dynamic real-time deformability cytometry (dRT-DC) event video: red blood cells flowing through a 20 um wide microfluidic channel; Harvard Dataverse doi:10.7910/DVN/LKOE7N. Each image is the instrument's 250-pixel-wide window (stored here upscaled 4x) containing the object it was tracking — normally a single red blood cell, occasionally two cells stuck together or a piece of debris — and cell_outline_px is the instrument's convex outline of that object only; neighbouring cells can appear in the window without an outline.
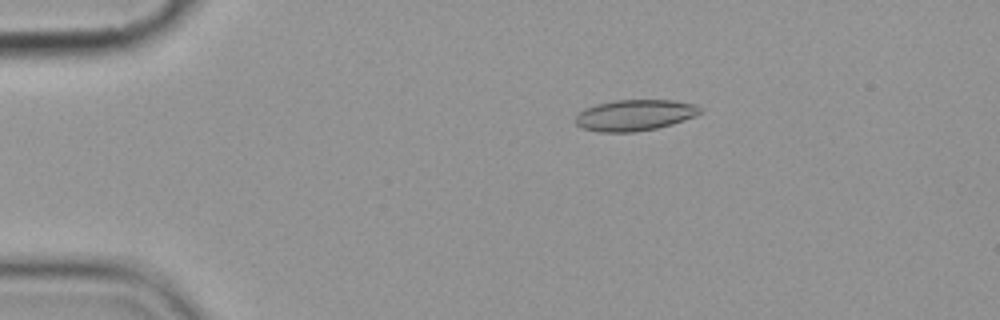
{"species": "common noctule bat (a hibernating species)", "species_latin": "Nyctalus noctula", "temperature_condition": "cold", "stored_images_in_passage": 6, "camera_frame_rate_fps": 3000, "um_per_image_px": 0.085, "animal": {"sex": "female", "body_mass_g": 19.9}, "frame": {"image": 1, "passage_image": 4, "time_ms": 3.333, "image_size_px": [1000, 320], "cell_outline_px": [[704, 108], [696, 116], [672, 124], [656, 128], [636, 132], [600, 132], [584, 128], [576, 124], [576, 116], [584, 108], [596, 104], [616, 100], [672, 100], [696, 104]], "centroid_in_image_um": [53.99, 9.78], "position_along_channel_um": 31.0, "area_um2": 22.6}}
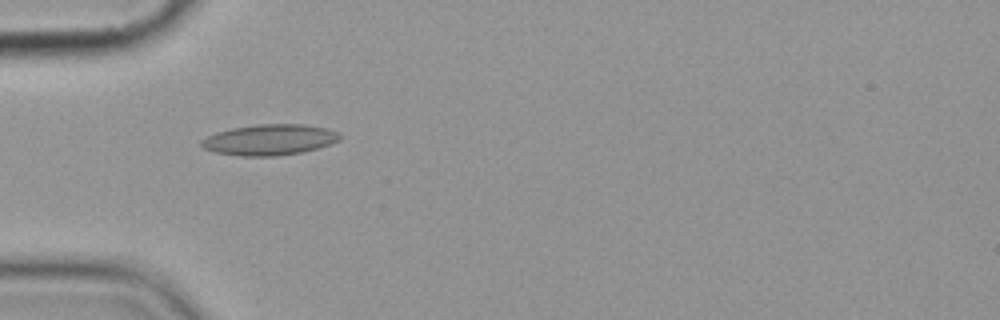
{"frame": {"image": 2, "passage_image": 5, "time_ms": 5.667, "image_size_px": [1000, 320], "cell_outline_px": [[340, 140], [304, 152], [276, 156], [240, 156], [216, 152], [204, 148], [200, 144], [200, 140], [216, 132], [232, 128], [256, 124], [304, 124], [328, 128], [340, 132]], "centroid_in_image_um": [22.92, 11.87], "position_along_channel_um": 62.1, "area_um2": 24.91}}
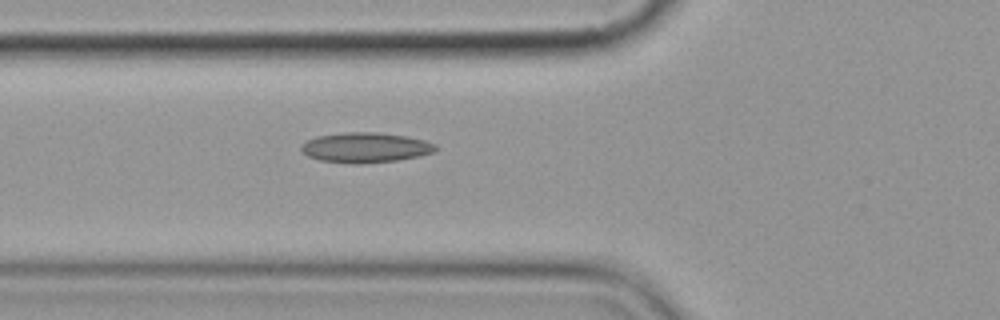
{"frame": {"image": 3, "passage_image": 6, "time_ms": 6.667, "image_size_px": [1000, 320], "cell_outline_px": [[440, 148], [436, 152], [420, 156], [396, 160], [356, 164], [320, 160], [308, 156], [300, 148], [300, 144], [316, 136], [344, 132], [376, 132], [408, 136], [424, 140], [436, 144]], "centroid_in_image_um": [31.1, 12.53], "position_along_channel_um": 94.7, "area_um2": 23.7}}